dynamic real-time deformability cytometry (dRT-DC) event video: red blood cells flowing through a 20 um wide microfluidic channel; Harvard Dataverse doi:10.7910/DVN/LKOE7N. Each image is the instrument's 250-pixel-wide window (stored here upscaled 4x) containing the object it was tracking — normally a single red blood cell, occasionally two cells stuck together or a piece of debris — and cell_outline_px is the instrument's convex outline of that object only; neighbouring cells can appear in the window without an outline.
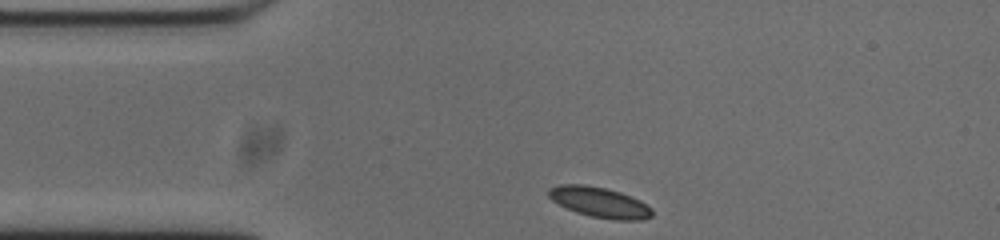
{"species": "common noctule bat (a hibernating species)", "species_latin": "Nyctalus noctula", "temperature_condition": "cold", "stored_images_in_passage": 35, "camera_frame_rate_fps": 3000, "um_per_image_px": 0.085, "animal": {"sex": "male", "body_mass_g": 20.0, "forearm_length_mm": 53.3}, "frame": {"image": 1, "passage_image": 1, "time_ms": 0.0, "image_size_px": [1000, 240], "cell_outline_px": [[652, 216], [644, 220], [616, 220], [592, 216], [576, 212], [552, 200], [548, 196], [548, 188], [560, 184], [584, 184], [604, 188], [620, 192], [640, 200], [652, 208]], "centroid_in_image_um": [50.98, 17.19], "position_along_channel_um": 34.0, "area_um2": 18.21}}
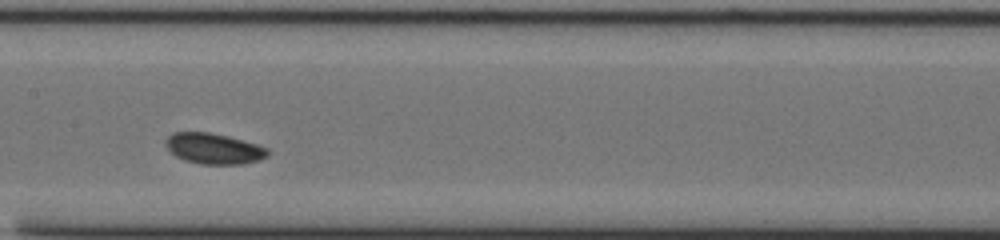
{"frame": {"image": 2, "passage_image": 16, "time_ms": 5.0, "image_size_px": [1000, 240], "cell_outline_px": [[268, 156], [260, 160], [244, 164], [200, 164], [184, 160], [176, 156], [164, 144], [164, 140], [172, 132], [208, 132], [228, 136], [256, 144], [268, 148]], "centroid_in_image_um": [18.16, 12.63], "position_along_channel_um": 189.2, "area_um2": 18.32}}
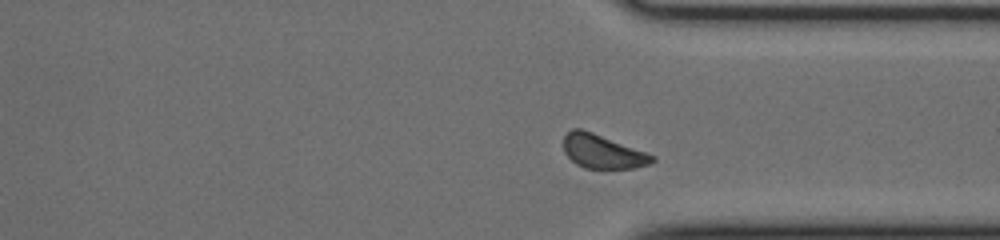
{"frame": {"image": 3, "passage_image": 30, "time_ms": 9.667, "image_size_px": [1000, 240], "cell_outline_px": [[656, 160], [652, 164], [636, 168], [584, 168], [576, 164], [564, 152], [564, 136], [572, 128], [580, 128], [592, 132], [656, 156]], "centroid_in_image_um": [51.24, 12.89], "position_along_channel_um": 360.2, "area_um2": 17.4}, "authors_computed_cell_mechanics": {"area_um2": 17.918, "velocity_mm_per_s": 3.6742, "shape_relaxation_time_tau1_ms": 2.1136, "shape_relaxation_time_tau2_ms": null, "deformation_change_tau1": 0.0859, "deformation_change_tau2": null}}